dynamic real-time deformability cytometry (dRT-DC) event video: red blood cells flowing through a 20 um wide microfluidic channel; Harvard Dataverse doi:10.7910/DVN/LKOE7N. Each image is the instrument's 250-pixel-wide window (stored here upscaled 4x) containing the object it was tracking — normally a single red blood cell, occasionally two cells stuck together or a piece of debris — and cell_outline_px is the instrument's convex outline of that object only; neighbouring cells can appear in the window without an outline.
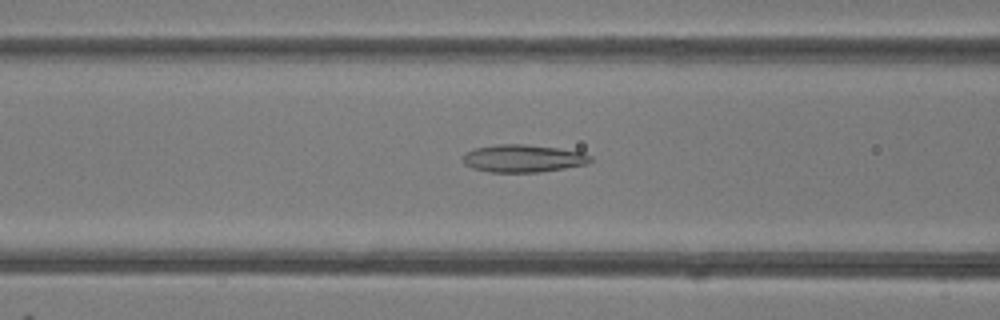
{"species": "common noctule bat (a hibernating species)", "species_latin": "Nyctalus noctula", "temperature_condition": "room temperature", "stored_images_in_passage": 43, "camera_frame_rate_fps": 3000, "um_per_image_px": 0.085, "animal": {"sex": "female"}, "frame": {"image": 1, "passage_image": 14, "time_ms": 4.333, "image_size_px": [1000, 320], "cell_outline_px": [[592, 160], [588, 164], [540, 172], [488, 172], [472, 168], [464, 164], [464, 152], [476, 148], [496, 144], [528, 144], [560, 148], [584, 152], [592, 156]], "centroid_in_image_um": [44.49, 13.46], "position_along_channel_um": 122.1, "area_um2": 20.75}}
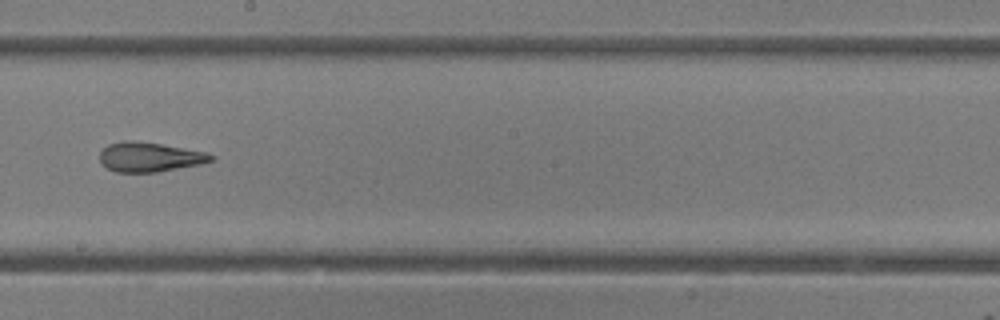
{"frame": {"image": 2, "passage_image": 22, "time_ms": 7.0, "image_size_px": [1000, 320], "cell_outline_px": [[216, 156], [212, 160], [200, 164], [156, 172], [116, 172], [100, 164], [100, 152], [108, 144], [124, 140], [132, 140], [160, 144], [208, 152]], "centroid_in_image_um": [12.7, 13.34], "position_along_channel_um": 235.5, "area_um2": 19.13}}
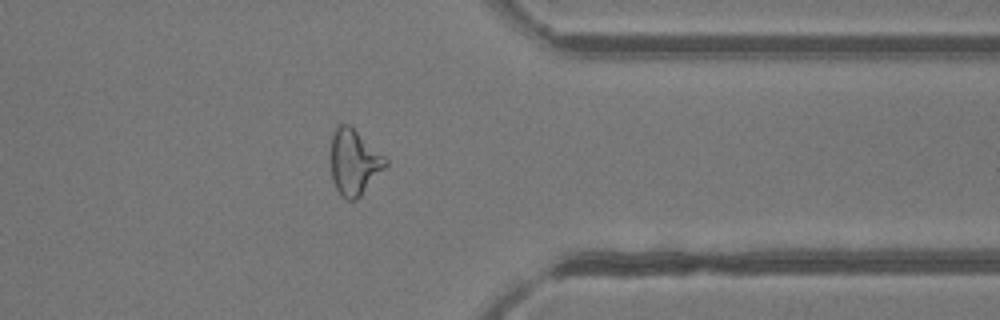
{"frame": {"image": 3, "passage_image": 33, "time_ms": 10.667, "image_size_px": [1000, 320], "cell_outline_px": [[388, 164], [360, 196], [356, 200], [348, 200], [340, 196], [332, 180], [328, 152], [332, 132], [336, 124], [348, 124], [384, 156], [388, 160]], "centroid_in_image_um": [30.02, 13.77], "position_along_channel_um": 381.4, "area_um2": 21.27}, "authors_computed_cell_mechanics": {"area_um2": 21.0392, "velocity_mm_per_s": 4.2421, "shape_relaxation_time_tau1_ms": 8.2265, "shape_relaxation_time_tau2_ms": 1.9005, "deformation_change_tau1": 0.2522, "deformation_change_tau2": 0.1228}}